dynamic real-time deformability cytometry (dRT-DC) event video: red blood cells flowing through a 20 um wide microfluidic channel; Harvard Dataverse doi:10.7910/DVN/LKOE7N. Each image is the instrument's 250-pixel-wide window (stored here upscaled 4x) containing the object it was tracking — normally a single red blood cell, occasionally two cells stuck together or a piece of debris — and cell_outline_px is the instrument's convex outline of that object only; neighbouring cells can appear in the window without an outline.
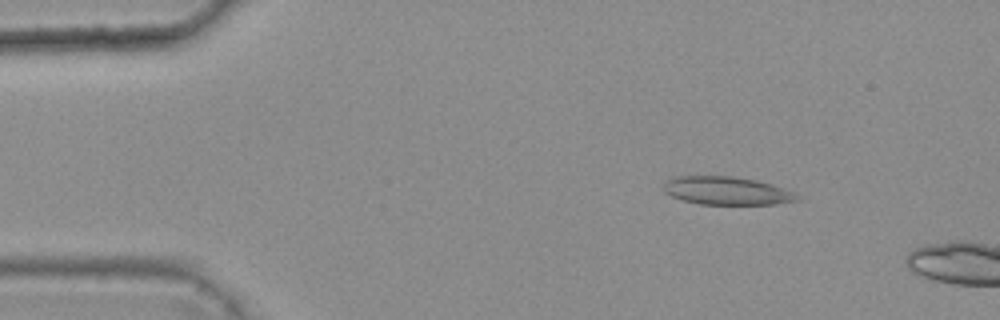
{"species": "common noctule bat (a hibernating species)", "species_latin": "Nyctalus noctula", "temperature_condition": "warm", "stored_images_in_passage": 2, "camera_frame_rate_fps": 3000, "um_per_image_px": 0.085, "animal": {"sex": "female", "body_mass_g": 25.1}, "frame": {"image": 1, "passage_image": 1, "time_ms": 0.0, "image_size_px": [1000, 320], "cell_outline_px": [[800, 200], [776, 204], [700, 204], [680, 200], [664, 192], [664, 180], [676, 176], [732, 176], [756, 180], [772, 184], [792, 192]], "centroid_in_image_um": [61.71, 16.21], "position_along_channel_um": 23.3, "area_um2": 21.85}}